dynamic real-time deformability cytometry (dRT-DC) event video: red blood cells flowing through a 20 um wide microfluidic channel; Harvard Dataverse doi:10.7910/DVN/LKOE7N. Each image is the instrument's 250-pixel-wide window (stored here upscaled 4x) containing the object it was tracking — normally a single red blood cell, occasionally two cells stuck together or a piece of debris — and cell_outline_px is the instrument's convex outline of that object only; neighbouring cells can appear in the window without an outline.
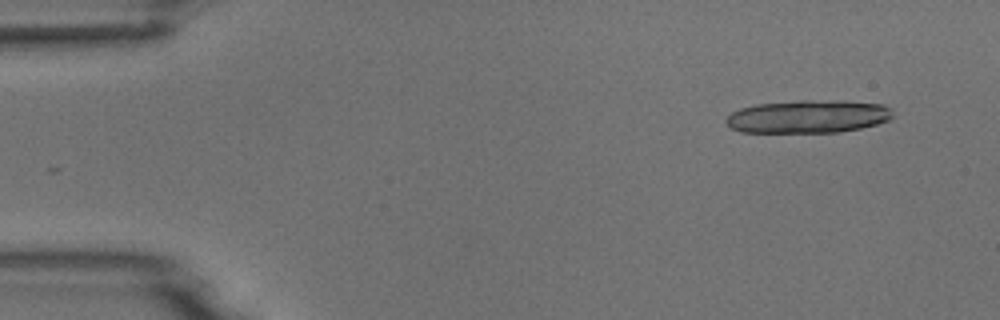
{"species": "common noctule bat (a hibernating species)", "species_latin": "Nyctalus noctula", "temperature_condition": "room temperature", "stored_images_in_passage": 2, "camera_frame_rate_fps": 3000, "um_per_image_px": 0.085, "animal": {"sex": "male", "body_mass_g": 18.8}, "frame": {"image": 1, "passage_image": 2, "time_ms": 1.0, "image_size_px": [1000, 320], "cell_outline_px": [[892, 116], [888, 120], [876, 124], [860, 128], [840, 132], [740, 132], [732, 128], [724, 120], [732, 112], [740, 108], [756, 104], [800, 100], [840, 100], [884, 104], [892, 108]], "centroid_in_image_um": [68.7, 9.89], "position_along_channel_um": 16.3, "area_um2": 32.19}}